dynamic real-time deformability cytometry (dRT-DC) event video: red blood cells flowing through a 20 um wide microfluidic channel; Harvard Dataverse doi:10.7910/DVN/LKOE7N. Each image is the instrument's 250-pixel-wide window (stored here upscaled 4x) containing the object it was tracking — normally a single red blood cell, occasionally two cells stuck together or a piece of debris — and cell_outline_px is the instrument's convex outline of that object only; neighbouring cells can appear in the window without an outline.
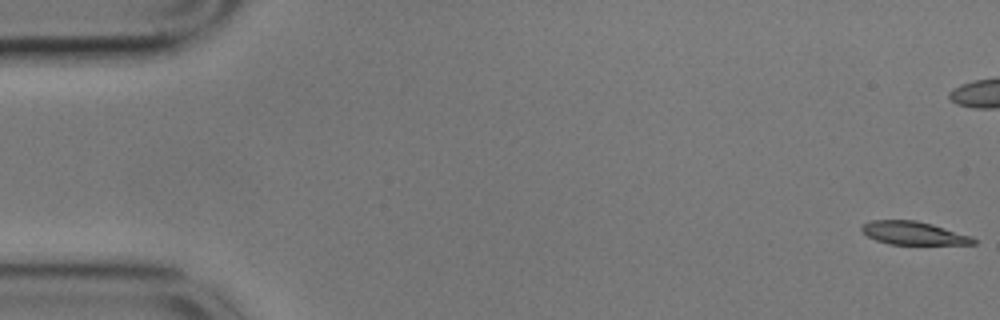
{"species": "common noctule bat (a hibernating species)", "species_latin": "Nyctalus noctula", "temperature_condition": "cold", "stored_images_in_passage": 5, "camera_frame_rate_fps": 3000, "um_per_image_px": 0.085, "animal": {"sex": "male", "body_mass_g": 17.9}, "frame": {"image": 1, "passage_image": 1, "time_ms": 0.0, "image_size_px": [1000, 320], "cell_outline_px": [[976, 244], [888, 244], [876, 240], [868, 236], [860, 228], [864, 224], [872, 220], [916, 220], [932, 224], [972, 236], [976, 240]], "centroid_in_image_um": [77.66, 19.81], "position_along_channel_um": 7.3, "area_um2": 14.97}}